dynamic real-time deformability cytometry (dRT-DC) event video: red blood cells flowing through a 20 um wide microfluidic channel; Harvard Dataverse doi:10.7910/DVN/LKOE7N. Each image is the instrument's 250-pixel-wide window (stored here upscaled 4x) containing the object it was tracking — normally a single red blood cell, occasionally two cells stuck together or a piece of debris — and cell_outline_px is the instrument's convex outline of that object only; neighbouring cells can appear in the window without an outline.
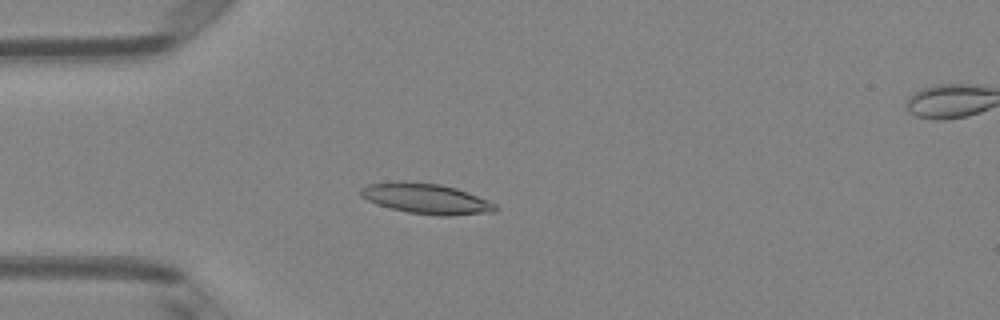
{"species": "Egyptian fruit bat (a non-hibernating species)", "species_latin": "Rousettus aegyptiacus", "temperature_condition": "room temperature", "stored_images_in_passage": 50, "camera_frame_rate_fps": 3000, "um_per_image_px": 0.085, "animal": {"sex": "female"}, "frame": {"image": 1, "passage_image": 14, "time_ms": 4.333, "image_size_px": [1000, 320], "cell_outline_px": [[500, 208], [492, 212], [448, 216], [440, 216], [408, 212], [376, 204], [360, 196], [360, 188], [368, 184], [396, 180], [440, 184], [456, 188], [468, 192], [488, 200], [496, 204]], "centroid_in_image_um": [36.22, 16.87], "position_along_channel_um": 48.8, "area_um2": 23.99}}
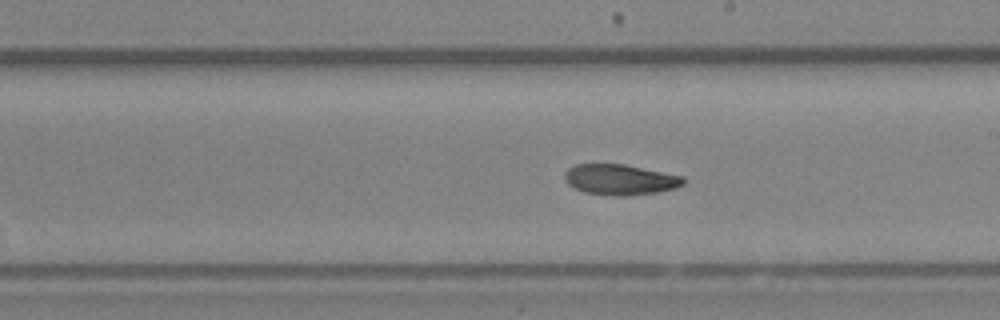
{"frame": {"image": 2, "passage_image": 29, "time_ms": 9.333, "image_size_px": [1000, 320], "cell_outline_px": [[684, 184], [672, 188], [656, 192], [624, 196], [616, 196], [584, 192], [568, 184], [564, 180], [564, 172], [568, 168], [576, 164], [624, 164], [684, 176]], "centroid_in_image_um": [52.67, 15.25], "position_along_channel_um": 236.3, "area_um2": 21.04}}
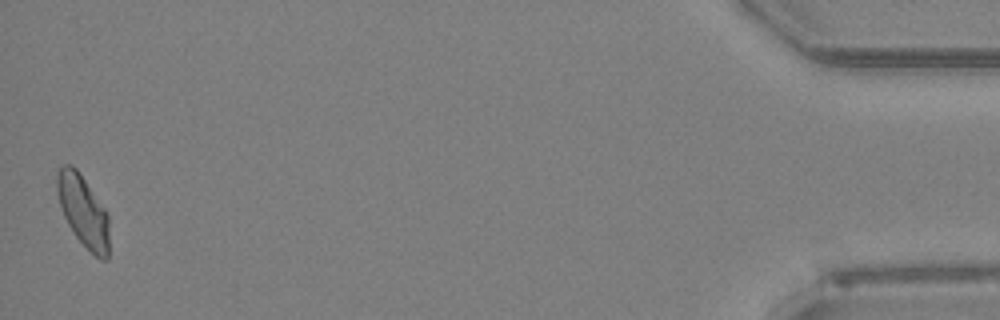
{"frame": {"image": 3, "passage_image": 50, "time_ms": 16.333, "image_size_px": [1000, 320], "cell_outline_px": [[108, 260], [100, 260], [76, 236], [68, 224], [64, 216], [56, 192], [56, 172], [64, 164], [72, 164], [76, 168], [108, 212]], "centroid_in_image_um": [7.06, 17.9], "position_along_channel_um": 428.1, "area_um2": 21.56}}